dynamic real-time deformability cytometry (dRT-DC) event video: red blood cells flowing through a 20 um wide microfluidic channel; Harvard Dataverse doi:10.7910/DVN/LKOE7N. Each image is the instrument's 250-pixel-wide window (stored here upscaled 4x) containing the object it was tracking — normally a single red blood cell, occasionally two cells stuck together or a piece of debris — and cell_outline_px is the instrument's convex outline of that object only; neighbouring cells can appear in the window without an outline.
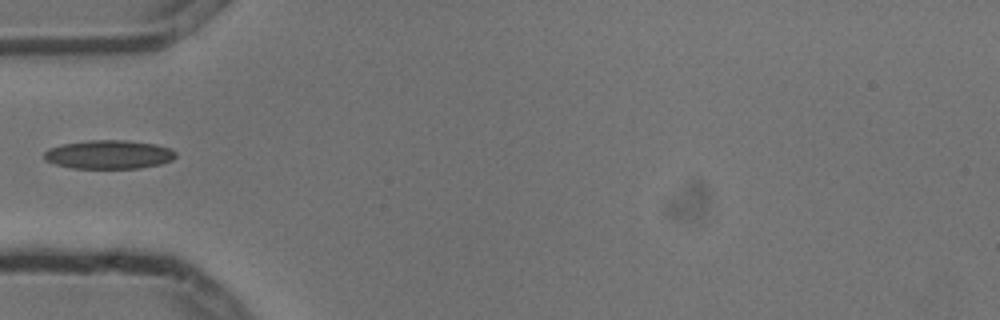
{"species": "common noctule bat (a hibernating species)", "species_latin": "Nyctalus noctula", "temperature_condition": "cold", "stored_images_in_passage": 1, "camera_frame_rate_fps": 3000, "um_per_image_px": 0.085, "animal": {"sex": "male", "body_mass_g": 13.3}, "frame": {"image": 1, "passage_image": 1, "time_ms": 0.0, "image_size_px": [1000, 320], "cell_outline_px": [[176, 156], [172, 160], [160, 164], [140, 168], [72, 168], [56, 164], [44, 160], [44, 152], [48, 148], [64, 144], [88, 140], [124, 140], [156, 144], [168, 148], [176, 152]], "centroid_in_image_um": [9.24, 13.13], "position_along_channel_um": 75.8, "area_um2": 21.96}}